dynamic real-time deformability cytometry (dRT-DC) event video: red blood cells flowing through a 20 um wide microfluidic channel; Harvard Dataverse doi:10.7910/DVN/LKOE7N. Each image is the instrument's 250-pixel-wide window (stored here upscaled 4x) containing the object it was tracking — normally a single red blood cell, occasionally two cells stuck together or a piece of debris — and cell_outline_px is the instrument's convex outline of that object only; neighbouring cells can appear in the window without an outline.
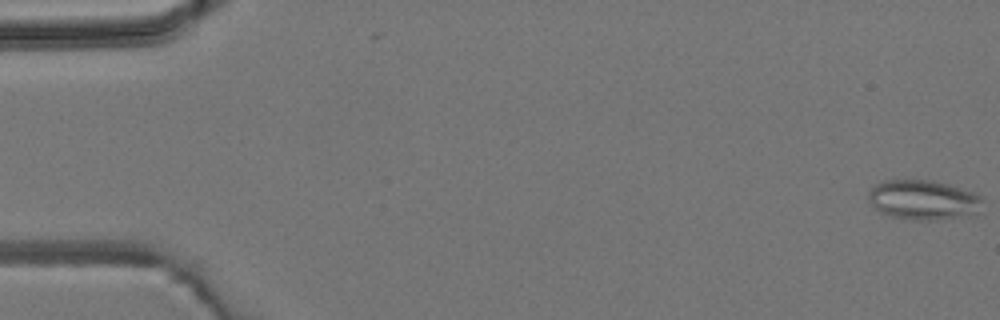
{"species": "common noctule bat (a hibernating species)", "species_latin": "Nyctalus noctula", "temperature_condition": "room temperature", "stored_images_in_passage": 4, "camera_frame_rate_fps": 3000, "um_per_image_px": 0.085, "animal": {"sex": "male", "body_mass_g": 19.2, "forearm_length_mm": 51.8}, "frame": {"image": 1, "passage_image": 1, "time_ms": 0.0, "image_size_px": [1000, 320], "cell_outline_px": [[984, 200], [976, 216], [936, 220], [912, 220], [888, 216], [880, 212], [868, 200], [868, 192], [876, 184], [884, 180], [932, 180], [948, 184], [972, 192], [980, 196]], "centroid_in_image_um": [78.51, 17.01], "position_along_channel_um": 6.5, "area_um2": 26.82}}